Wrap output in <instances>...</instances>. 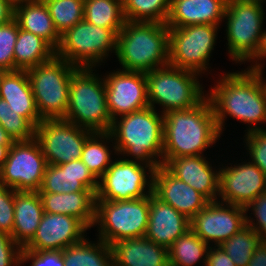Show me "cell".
<instances>
[{
  "label": "cell",
  "mask_w": 266,
  "mask_h": 266,
  "mask_svg": "<svg viewBox=\"0 0 266 266\" xmlns=\"http://www.w3.org/2000/svg\"><path fill=\"white\" fill-rule=\"evenodd\" d=\"M198 73L165 66L146 72L149 106H162V114L196 107L206 95Z\"/></svg>",
  "instance_id": "obj_7"
},
{
  "label": "cell",
  "mask_w": 266,
  "mask_h": 266,
  "mask_svg": "<svg viewBox=\"0 0 266 266\" xmlns=\"http://www.w3.org/2000/svg\"><path fill=\"white\" fill-rule=\"evenodd\" d=\"M14 19L19 28L46 40L55 50L61 36L56 30L44 0H34L14 6Z\"/></svg>",
  "instance_id": "obj_28"
},
{
  "label": "cell",
  "mask_w": 266,
  "mask_h": 266,
  "mask_svg": "<svg viewBox=\"0 0 266 266\" xmlns=\"http://www.w3.org/2000/svg\"><path fill=\"white\" fill-rule=\"evenodd\" d=\"M257 74H258V76L260 77V79H261V82H262V85H263V89H264V91H265V95H266V81H264V79H263V77H262V70H256L255 71Z\"/></svg>",
  "instance_id": "obj_50"
},
{
  "label": "cell",
  "mask_w": 266,
  "mask_h": 266,
  "mask_svg": "<svg viewBox=\"0 0 266 266\" xmlns=\"http://www.w3.org/2000/svg\"><path fill=\"white\" fill-rule=\"evenodd\" d=\"M110 246L114 266H169L168 249L145 237L119 240Z\"/></svg>",
  "instance_id": "obj_24"
},
{
  "label": "cell",
  "mask_w": 266,
  "mask_h": 266,
  "mask_svg": "<svg viewBox=\"0 0 266 266\" xmlns=\"http://www.w3.org/2000/svg\"><path fill=\"white\" fill-rule=\"evenodd\" d=\"M262 58H266V31L265 30H263V33L261 35L260 45H259V48H258L256 54L250 59L252 61V64H253V62H255V61L256 62L254 65L251 64V66H249L247 69L253 70V71L262 70L263 66L260 65L261 62L259 63V61H258L259 59L261 61Z\"/></svg>",
  "instance_id": "obj_45"
},
{
  "label": "cell",
  "mask_w": 266,
  "mask_h": 266,
  "mask_svg": "<svg viewBox=\"0 0 266 266\" xmlns=\"http://www.w3.org/2000/svg\"><path fill=\"white\" fill-rule=\"evenodd\" d=\"M117 52V34L82 20L61 35L56 56L77 67L93 68Z\"/></svg>",
  "instance_id": "obj_10"
},
{
  "label": "cell",
  "mask_w": 266,
  "mask_h": 266,
  "mask_svg": "<svg viewBox=\"0 0 266 266\" xmlns=\"http://www.w3.org/2000/svg\"><path fill=\"white\" fill-rule=\"evenodd\" d=\"M106 102L112 120L149 106L144 72L118 71L104 76Z\"/></svg>",
  "instance_id": "obj_16"
},
{
  "label": "cell",
  "mask_w": 266,
  "mask_h": 266,
  "mask_svg": "<svg viewBox=\"0 0 266 266\" xmlns=\"http://www.w3.org/2000/svg\"><path fill=\"white\" fill-rule=\"evenodd\" d=\"M44 212L66 214L79 219L88 229L94 226L96 194L92 191L70 193L38 192Z\"/></svg>",
  "instance_id": "obj_26"
},
{
  "label": "cell",
  "mask_w": 266,
  "mask_h": 266,
  "mask_svg": "<svg viewBox=\"0 0 266 266\" xmlns=\"http://www.w3.org/2000/svg\"><path fill=\"white\" fill-rule=\"evenodd\" d=\"M94 132L64 119L44 120L35 128L47 164L61 165L81 159L86 140Z\"/></svg>",
  "instance_id": "obj_14"
},
{
  "label": "cell",
  "mask_w": 266,
  "mask_h": 266,
  "mask_svg": "<svg viewBox=\"0 0 266 266\" xmlns=\"http://www.w3.org/2000/svg\"><path fill=\"white\" fill-rule=\"evenodd\" d=\"M43 214L38 191L14 190V224L11 238L21 248L33 238Z\"/></svg>",
  "instance_id": "obj_27"
},
{
  "label": "cell",
  "mask_w": 266,
  "mask_h": 266,
  "mask_svg": "<svg viewBox=\"0 0 266 266\" xmlns=\"http://www.w3.org/2000/svg\"><path fill=\"white\" fill-rule=\"evenodd\" d=\"M14 224V189L0 184V231L12 235Z\"/></svg>",
  "instance_id": "obj_41"
},
{
  "label": "cell",
  "mask_w": 266,
  "mask_h": 266,
  "mask_svg": "<svg viewBox=\"0 0 266 266\" xmlns=\"http://www.w3.org/2000/svg\"><path fill=\"white\" fill-rule=\"evenodd\" d=\"M5 72H6L5 70L0 69V82Z\"/></svg>",
  "instance_id": "obj_52"
},
{
  "label": "cell",
  "mask_w": 266,
  "mask_h": 266,
  "mask_svg": "<svg viewBox=\"0 0 266 266\" xmlns=\"http://www.w3.org/2000/svg\"><path fill=\"white\" fill-rule=\"evenodd\" d=\"M260 243L257 232L246 225L220 246L236 266H247Z\"/></svg>",
  "instance_id": "obj_35"
},
{
  "label": "cell",
  "mask_w": 266,
  "mask_h": 266,
  "mask_svg": "<svg viewBox=\"0 0 266 266\" xmlns=\"http://www.w3.org/2000/svg\"><path fill=\"white\" fill-rule=\"evenodd\" d=\"M19 25L15 19L0 26V69L14 71V48Z\"/></svg>",
  "instance_id": "obj_38"
},
{
  "label": "cell",
  "mask_w": 266,
  "mask_h": 266,
  "mask_svg": "<svg viewBox=\"0 0 266 266\" xmlns=\"http://www.w3.org/2000/svg\"><path fill=\"white\" fill-rule=\"evenodd\" d=\"M84 20L118 34L126 22L123 0H84Z\"/></svg>",
  "instance_id": "obj_32"
},
{
  "label": "cell",
  "mask_w": 266,
  "mask_h": 266,
  "mask_svg": "<svg viewBox=\"0 0 266 266\" xmlns=\"http://www.w3.org/2000/svg\"><path fill=\"white\" fill-rule=\"evenodd\" d=\"M163 158L199 156L220 138L214 111L207 96L196 106L163 114Z\"/></svg>",
  "instance_id": "obj_2"
},
{
  "label": "cell",
  "mask_w": 266,
  "mask_h": 266,
  "mask_svg": "<svg viewBox=\"0 0 266 266\" xmlns=\"http://www.w3.org/2000/svg\"><path fill=\"white\" fill-rule=\"evenodd\" d=\"M266 192V176L252 162L219 169L218 196L222 203L247 207L255 197Z\"/></svg>",
  "instance_id": "obj_17"
},
{
  "label": "cell",
  "mask_w": 266,
  "mask_h": 266,
  "mask_svg": "<svg viewBox=\"0 0 266 266\" xmlns=\"http://www.w3.org/2000/svg\"><path fill=\"white\" fill-rule=\"evenodd\" d=\"M62 254L64 266H114L111 246L100 239L92 243L84 238L63 249Z\"/></svg>",
  "instance_id": "obj_30"
},
{
  "label": "cell",
  "mask_w": 266,
  "mask_h": 266,
  "mask_svg": "<svg viewBox=\"0 0 266 266\" xmlns=\"http://www.w3.org/2000/svg\"><path fill=\"white\" fill-rule=\"evenodd\" d=\"M21 249L11 235L0 231V266H18Z\"/></svg>",
  "instance_id": "obj_43"
},
{
  "label": "cell",
  "mask_w": 266,
  "mask_h": 266,
  "mask_svg": "<svg viewBox=\"0 0 266 266\" xmlns=\"http://www.w3.org/2000/svg\"><path fill=\"white\" fill-rule=\"evenodd\" d=\"M148 106L112 120L109 133L115 141V154L132 155L135 160L151 165H162L164 116ZM117 152V153H116Z\"/></svg>",
  "instance_id": "obj_3"
},
{
  "label": "cell",
  "mask_w": 266,
  "mask_h": 266,
  "mask_svg": "<svg viewBox=\"0 0 266 266\" xmlns=\"http://www.w3.org/2000/svg\"><path fill=\"white\" fill-rule=\"evenodd\" d=\"M12 145L13 144H0V168L7 160L8 153Z\"/></svg>",
  "instance_id": "obj_48"
},
{
  "label": "cell",
  "mask_w": 266,
  "mask_h": 266,
  "mask_svg": "<svg viewBox=\"0 0 266 266\" xmlns=\"http://www.w3.org/2000/svg\"><path fill=\"white\" fill-rule=\"evenodd\" d=\"M14 19V5L9 0H0V26Z\"/></svg>",
  "instance_id": "obj_46"
},
{
  "label": "cell",
  "mask_w": 266,
  "mask_h": 266,
  "mask_svg": "<svg viewBox=\"0 0 266 266\" xmlns=\"http://www.w3.org/2000/svg\"><path fill=\"white\" fill-rule=\"evenodd\" d=\"M55 55L56 50L46 40L19 28L14 48V70H27Z\"/></svg>",
  "instance_id": "obj_29"
},
{
  "label": "cell",
  "mask_w": 266,
  "mask_h": 266,
  "mask_svg": "<svg viewBox=\"0 0 266 266\" xmlns=\"http://www.w3.org/2000/svg\"><path fill=\"white\" fill-rule=\"evenodd\" d=\"M77 68L55 55L51 60L26 70L42 121L65 119L70 81Z\"/></svg>",
  "instance_id": "obj_6"
},
{
  "label": "cell",
  "mask_w": 266,
  "mask_h": 266,
  "mask_svg": "<svg viewBox=\"0 0 266 266\" xmlns=\"http://www.w3.org/2000/svg\"><path fill=\"white\" fill-rule=\"evenodd\" d=\"M203 155L181 156L169 159L163 166L175 177L182 180L209 202L218 201L219 171ZM213 169V170H212Z\"/></svg>",
  "instance_id": "obj_20"
},
{
  "label": "cell",
  "mask_w": 266,
  "mask_h": 266,
  "mask_svg": "<svg viewBox=\"0 0 266 266\" xmlns=\"http://www.w3.org/2000/svg\"><path fill=\"white\" fill-rule=\"evenodd\" d=\"M98 179L81 159L61 165L48 164L38 192L70 193L92 191L96 194Z\"/></svg>",
  "instance_id": "obj_21"
},
{
  "label": "cell",
  "mask_w": 266,
  "mask_h": 266,
  "mask_svg": "<svg viewBox=\"0 0 266 266\" xmlns=\"http://www.w3.org/2000/svg\"><path fill=\"white\" fill-rule=\"evenodd\" d=\"M252 210L253 215H255V220L246 216V225L251 227L257 232V235L260 237L261 242L266 243V192L258 195L254 200L245 207V211ZM254 221V222H253Z\"/></svg>",
  "instance_id": "obj_40"
},
{
  "label": "cell",
  "mask_w": 266,
  "mask_h": 266,
  "mask_svg": "<svg viewBox=\"0 0 266 266\" xmlns=\"http://www.w3.org/2000/svg\"><path fill=\"white\" fill-rule=\"evenodd\" d=\"M116 56L122 70L149 72L169 65V27L126 21L117 34Z\"/></svg>",
  "instance_id": "obj_4"
},
{
  "label": "cell",
  "mask_w": 266,
  "mask_h": 266,
  "mask_svg": "<svg viewBox=\"0 0 266 266\" xmlns=\"http://www.w3.org/2000/svg\"><path fill=\"white\" fill-rule=\"evenodd\" d=\"M190 229V220L167 204L150 194V210L145 238L169 248L173 242Z\"/></svg>",
  "instance_id": "obj_22"
},
{
  "label": "cell",
  "mask_w": 266,
  "mask_h": 266,
  "mask_svg": "<svg viewBox=\"0 0 266 266\" xmlns=\"http://www.w3.org/2000/svg\"><path fill=\"white\" fill-rule=\"evenodd\" d=\"M146 169L149 175L146 174ZM154 172L151 165L134 159L124 157L112 161L98 179L96 200L124 201L148 196L153 193Z\"/></svg>",
  "instance_id": "obj_11"
},
{
  "label": "cell",
  "mask_w": 266,
  "mask_h": 266,
  "mask_svg": "<svg viewBox=\"0 0 266 266\" xmlns=\"http://www.w3.org/2000/svg\"><path fill=\"white\" fill-rule=\"evenodd\" d=\"M14 141L0 124V144H13Z\"/></svg>",
  "instance_id": "obj_49"
},
{
  "label": "cell",
  "mask_w": 266,
  "mask_h": 266,
  "mask_svg": "<svg viewBox=\"0 0 266 266\" xmlns=\"http://www.w3.org/2000/svg\"><path fill=\"white\" fill-rule=\"evenodd\" d=\"M227 0H171L166 25L180 28L196 24L219 26L224 19Z\"/></svg>",
  "instance_id": "obj_23"
},
{
  "label": "cell",
  "mask_w": 266,
  "mask_h": 266,
  "mask_svg": "<svg viewBox=\"0 0 266 266\" xmlns=\"http://www.w3.org/2000/svg\"><path fill=\"white\" fill-rule=\"evenodd\" d=\"M0 124L14 142L35 138V127L0 98Z\"/></svg>",
  "instance_id": "obj_37"
},
{
  "label": "cell",
  "mask_w": 266,
  "mask_h": 266,
  "mask_svg": "<svg viewBox=\"0 0 266 266\" xmlns=\"http://www.w3.org/2000/svg\"><path fill=\"white\" fill-rule=\"evenodd\" d=\"M150 210V195L124 201L96 200L94 225L98 239L108 245L125 239L145 237Z\"/></svg>",
  "instance_id": "obj_8"
},
{
  "label": "cell",
  "mask_w": 266,
  "mask_h": 266,
  "mask_svg": "<svg viewBox=\"0 0 266 266\" xmlns=\"http://www.w3.org/2000/svg\"><path fill=\"white\" fill-rule=\"evenodd\" d=\"M47 165L35 138L14 142L0 168V184L15 191H39Z\"/></svg>",
  "instance_id": "obj_13"
},
{
  "label": "cell",
  "mask_w": 266,
  "mask_h": 266,
  "mask_svg": "<svg viewBox=\"0 0 266 266\" xmlns=\"http://www.w3.org/2000/svg\"><path fill=\"white\" fill-rule=\"evenodd\" d=\"M222 76L207 94L220 133H223L227 114L243 123L253 124L248 126L247 132L262 129L256 123L266 122V95L258 74L246 69Z\"/></svg>",
  "instance_id": "obj_1"
},
{
  "label": "cell",
  "mask_w": 266,
  "mask_h": 266,
  "mask_svg": "<svg viewBox=\"0 0 266 266\" xmlns=\"http://www.w3.org/2000/svg\"><path fill=\"white\" fill-rule=\"evenodd\" d=\"M247 266H266V243L261 242L254 250Z\"/></svg>",
  "instance_id": "obj_47"
},
{
  "label": "cell",
  "mask_w": 266,
  "mask_h": 266,
  "mask_svg": "<svg viewBox=\"0 0 266 266\" xmlns=\"http://www.w3.org/2000/svg\"><path fill=\"white\" fill-rule=\"evenodd\" d=\"M244 137L252 160L250 162L257 165L266 176V129L246 132Z\"/></svg>",
  "instance_id": "obj_39"
},
{
  "label": "cell",
  "mask_w": 266,
  "mask_h": 266,
  "mask_svg": "<svg viewBox=\"0 0 266 266\" xmlns=\"http://www.w3.org/2000/svg\"><path fill=\"white\" fill-rule=\"evenodd\" d=\"M209 246L189 229L168 248V264L169 266H194L203 259L202 263L206 265Z\"/></svg>",
  "instance_id": "obj_31"
},
{
  "label": "cell",
  "mask_w": 266,
  "mask_h": 266,
  "mask_svg": "<svg viewBox=\"0 0 266 266\" xmlns=\"http://www.w3.org/2000/svg\"><path fill=\"white\" fill-rule=\"evenodd\" d=\"M29 260H32L31 266H64L62 250L32 251L22 248L20 264Z\"/></svg>",
  "instance_id": "obj_42"
},
{
  "label": "cell",
  "mask_w": 266,
  "mask_h": 266,
  "mask_svg": "<svg viewBox=\"0 0 266 266\" xmlns=\"http://www.w3.org/2000/svg\"><path fill=\"white\" fill-rule=\"evenodd\" d=\"M110 139L113 138L109 132H94L86 140L82 150V162L97 179L107 171L112 162L109 146H106Z\"/></svg>",
  "instance_id": "obj_33"
},
{
  "label": "cell",
  "mask_w": 266,
  "mask_h": 266,
  "mask_svg": "<svg viewBox=\"0 0 266 266\" xmlns=\"http://www.w3.org/2000/svg\"><path fill=\"white\" fill-rule=\"evenodd\" d=\"M246 215L243 207L209 202L190 220V229L208 245L212 241L220 246L246 226Z\"/></svg>",
  "instance_id": "obj_15"
},
{
  "label": "cell",
  "mask_w": 266,
  "mask_h": 266,
  "mask_svg": "<svg viewBox=\"0 0 266 266\" xmlns=\"http://www.w3.org/2000/svg\"><path fill=\"white\" fill-rule=\"evenodd\" d=\"M92 68L78 67L72 74L66 121L92 132H109L112 119L106 102L104 77Z\"/></svg>",
  "instance_id": "obj_5"
},
{
  "label": "cell",
  "mask_w": 266,
  "mask_h": 266,
  "mask_svg": "<svg viewBox=\"0 0 266 266\" xmlns=\"http://www.w3.org/2000/svg\"><path fill=\"white\" fill-rule=\"evenodd\" d=\"M265 0H229L225 9L227 48L232 61H250L261 40Z\"/></svg>",
  "instance_id": "obj_9"
},
{
  "label": "cell",
  "mask_w": 266,
  "mask_h": 266,
  "mask_svg": "<svg viewBox=\"0 0 266 266\" xmlns=\"http://www.w3.org/2000/svg\"><path fill=\"white\" fill-rule=\"evenodd\" d=\"M205 266H236V265L231 261L230 257L223 250V248H221V246H214L208 249Z\"/></svg>",
  "instance_id": "obj_44"
},
{
  "label": "cell",
  "mask_w": 266,
  "mask_h": 266,
  "mask_svg": "<svg viewBox=\"0 0 266 266\" xmlns=\"http://www.w3.org/2000/svg\"><path fill=\"white\" fill-rule=\"evenodd\" d=\"M171 0H123L126 21L156 22L165 24L170 12Z\"/></svg>",
  "instance_id": "obj_34"
},
{
  "label": "cell",
  "mask_w": 266,
  "mask_h": 266,
  "mask_svg": "<svg viewBox=\"0 0 266 266\" xmlns=\"http://www.w3.org/2000/svg\"><path fill=\"white\" fill-rule=\"evenodd\" d=\"M14 6H16L17 4H21V3H26L29 1H34V0H9Z\"/></svg>",
  "instance_id": "obj_51"
},
{
  "label": "cell",
  "mask_w": 266,
  "mask_h": 266,
  "mask_svg": "<svg viewBox=\"0 0 266 266\" xmlns=\"http://www.w3.org/2000/svg\"><path fill=\"white\" fill-rule=\"evenodd\" d=\"M219 26L196 24L169 28V65L205 73Z\"/></svg>",
  "instance_id": "obj_12"
},
{
  "label": "cell",
  "mask_w": 266,
  "mask_h": 266,
  "mask_svg": "<svg viewBox=\"0 0 266 266\" xmlns=\"http://www.w3.org/2000/svg\"><path fill=\"white\" fill-rule=\"evenodd\" d=\"M153 194L189 220L209 203L202 194L172 175L163 165L155 169Z\"/></svg>",
  "instance_id": "obj_19"
},
{
  "label": "cell",
  "mask_w": 266,
  "mask_h": 266,
  "mask_svg": "<svg viewBox=\"0 0 266 266\" xmlns=\"http://www.w3.org/2000/svg\"><path fill=\"white\" fill-rule=\"evenodd\" d=\"M88 228L66 214L44 212L33 238L23 247L32 251L63 250L85 238Z\"/></svg>",
  "instance_id": "obj_18"
},
{
  "label": "cell",
  "mask_w": 266,
  "mask_h": 266,
  "mask_svg": "<svg viewBox=\"0 0 266 266\" xmlns=\"http://www.w3.org/2000/svg\"><path fill=\"white\" fill-rule=\"evenodd\" d=\"M61 36L84 19V0H44Z\"/></svg>",
  "instance_id": "obj_36"
},
{
  "label": "cell",
  "mask_w": 266,
  "mask_h": 266,
  "mask_svg": "<svg viewBox=\"0 0 266 266\" xmlns=\"http://www.w3.org/2000/svg\"><path fill=\"white\" fill-rule=\"evenodd\" d=\"M0 98L35 128L42 121L26 70L6 71L0 82Z\"/></svg>",
  "instance_id": "obj_25"
}]
</instances>
